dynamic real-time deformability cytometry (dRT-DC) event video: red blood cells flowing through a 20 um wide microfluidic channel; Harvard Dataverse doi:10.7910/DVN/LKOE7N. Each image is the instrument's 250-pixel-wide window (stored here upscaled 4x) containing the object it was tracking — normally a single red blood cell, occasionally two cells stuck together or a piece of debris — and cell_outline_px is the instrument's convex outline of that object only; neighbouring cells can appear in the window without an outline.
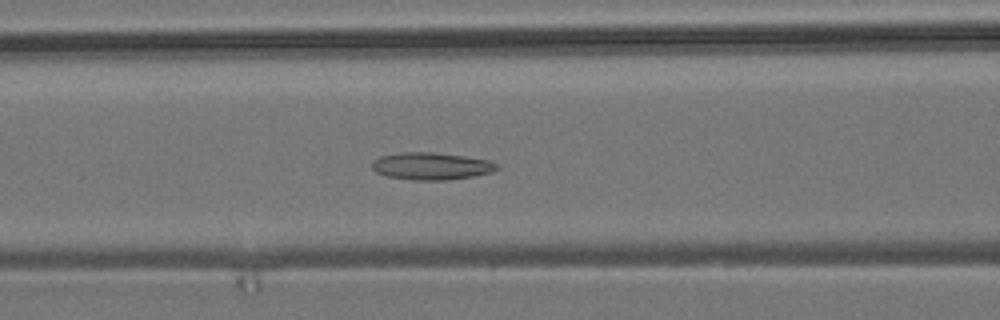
{"species": "common noctule bat (a hibernating species)", "species_latin": "Nyctalus noctula", "temperature_condition": "room temperature", "stored_images_in_passage": 39, "camera_frame_rate_fps": 3000, "um_per_image_px": 0.085, "animal": {"sex": "male", "body_mass_g": 19.2, "forearm_length_mm": 51.8}, "frame": {"image": 1, "passage_image": 7, "time_ms": 2.0, "image_size_px": [1000, 320], "cell_outline_px": [[500, 168], [492, 172], [472, 176], [448, 180], [412, 180], [388, 176], [376, 172], [372, 168], [372, 160], [380, 156], [400, 152], [432, 152], [464, 156], [488, 160], [500, 164]], "centroid_in_image_um": [36.67, 14.11], "position_along_channel_um": 129.9, "area_um2": 19.94}}
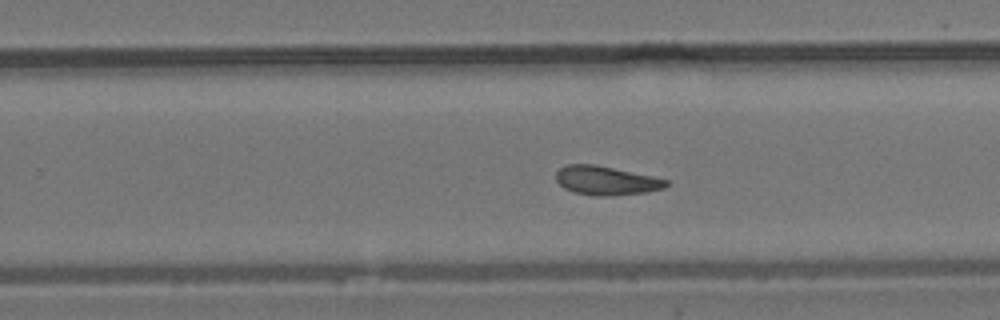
{"frame": {"image": 2, "passage_image": 19, "time_ms": 6.0, "image_size_px": [1000, 320], "cell_outline_px": [[668, 184], [664, 188], [648, 192], [604, 196], [592, 196], [576, 192], [564, 188], [556, 180], [556, 172], [560, 168], [568, 164], [596, 164], [652, 176], [668, 180]], "centroid_in_image_um": [51.52, 15.34], "position_along_channel_um": 278.3, "area_um2": 18.5}}
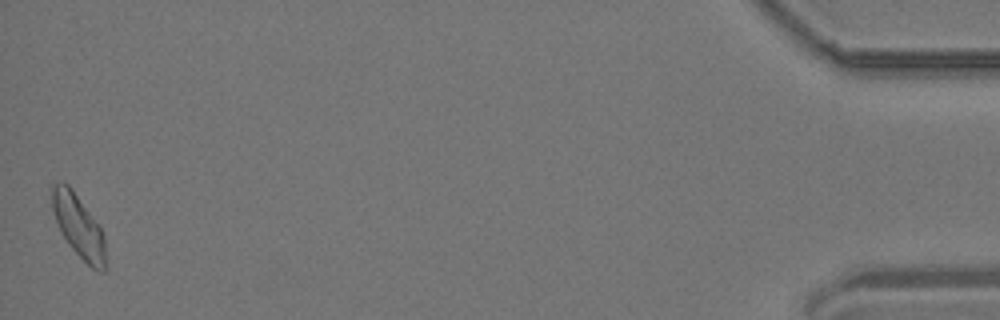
{"frame": {"image": 3, "passage_image": 39, "time_ms": 12.667, "image_size_px": [1000, 320], "cell_outline_px": [[104, 272], [96, 272], [68, 244], [60, 232], [52, 208], [48, 188], [52, 184], [60, 180], [68, 184], [72, 188], [100, 228], [104, 236]], "centroid_in_image_um": [6.6, 19.14], "position_along_channel_um": 428.6, "area_um2": 19.54}, "authors_computed_cell_mechanics": {"area_um2": 18.7272, "velocity_mm_per_s": 3.7154, "shape_relaxation_time_tau1_ms": null, "shape_relaxation_time_tau2_ms": 9.1582, "deformation_change_tau1": null, "deformation_change_tau2": 0.1909}}